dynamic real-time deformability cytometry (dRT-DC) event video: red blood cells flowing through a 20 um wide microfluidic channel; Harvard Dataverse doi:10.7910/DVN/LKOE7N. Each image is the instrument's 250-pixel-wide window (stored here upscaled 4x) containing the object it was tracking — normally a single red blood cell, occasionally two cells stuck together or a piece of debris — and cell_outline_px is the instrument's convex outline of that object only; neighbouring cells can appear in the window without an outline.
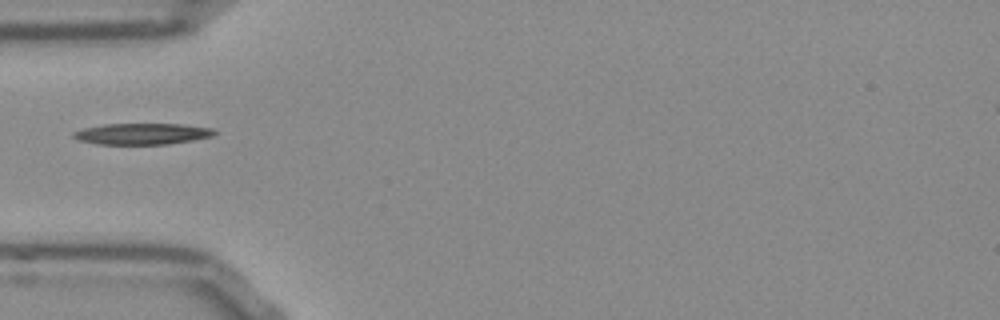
{"species": "Egyptian fruit bat (a non-hibernating species)", "species_latin": "Rousettus aegyptiacus", "temperature_condition": "room temperature", "stored_images_in_passage": 37, "camera_frame_rate_fps": 3000, "um_per_image_px": 0.085, "frame": {"image": 1, "passage_image": 1, "time_ms": 0.0, "image_size_px": [1000, 320], "cell_outline_px": [[216, 132], [212, 136], [192, 140], [168, 144], [100, 144], [80, 140], [72, 136], [72, 132], [84, 128], [104, 124], [180, 124], [212, 128]], "centroid_in_image_um": [12.07, 11.37], "position_along_channel_um": 72.9, "area_um2": 17.22}}
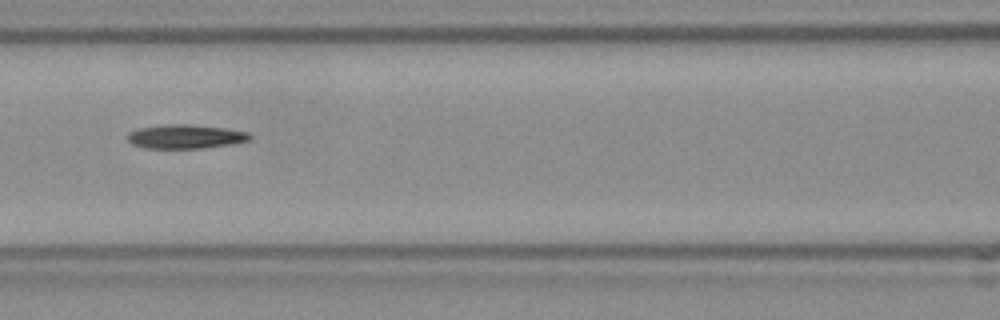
{"frame": {"image": 2, "passage_image": 7, "time_ms": 2.0, "image_size_px": [1000, 320], "cell_outline_px": [[252, 140], [232, 144], [204, 148], [144, 148], [132, 144], [124, 136], [128, 132], [136, 128], [164, 124], [188, 124], [224, 128], [248, 132], [252, 136]], "centroid_in_image_um": [15.73, 11.6], "position_along_channel_um": 150.9, "area_um2": 17.4}}
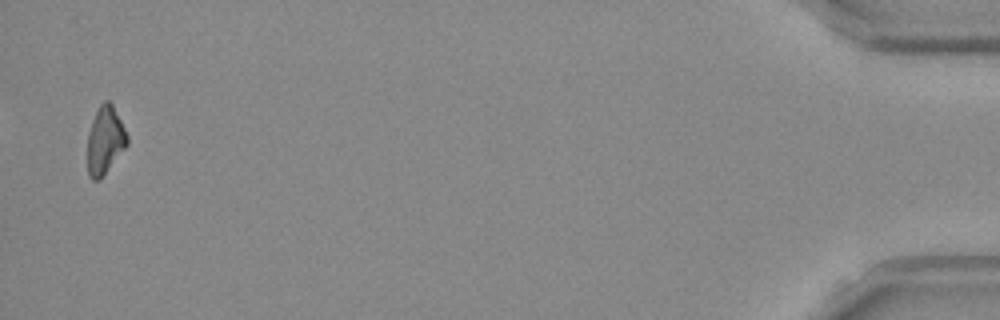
{"frame": {"image": 3, "passage_image": 36, "time_ms": 11.667, "image_size_px": [1000, 320], "cell_outline_px": [[128, 144], [100, 180], [92, 180], [88, 176], [88, 132], [92, 120], [100, 104], [104, 100], [108, 100], [112, 104], [128, 136]], "centroid_in_image_um": [8.92, 11.94], "position_along_channel_um": 426.3, "area_um2": 15.55}}